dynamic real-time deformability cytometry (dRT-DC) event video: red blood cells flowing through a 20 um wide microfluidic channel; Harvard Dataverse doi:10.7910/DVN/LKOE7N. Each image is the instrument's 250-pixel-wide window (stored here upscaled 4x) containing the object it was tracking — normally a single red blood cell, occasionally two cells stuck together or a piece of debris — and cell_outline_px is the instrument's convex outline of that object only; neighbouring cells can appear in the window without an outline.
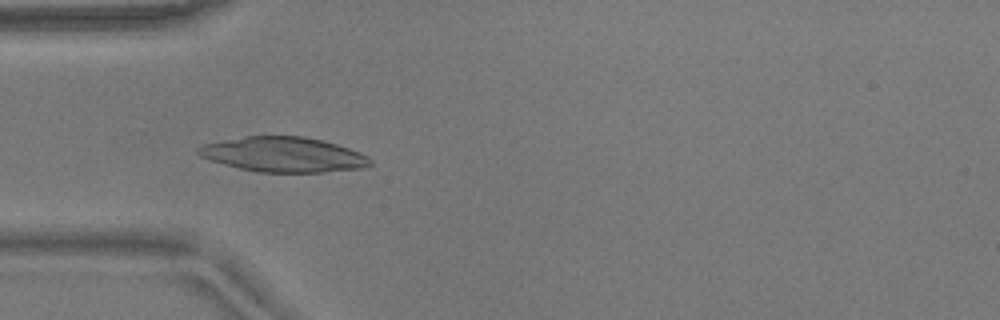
{"species": "common noctule bat (a hibernating species)", "species_latin": "Nyctalus noctula", "temperature_condition": "warm", "stored_images_in_passage": 54, "camera_frame_rate_fps": 3000, "um_per_image_px": 0.085, "animal": {"sex": "male", "body_mass_g": 17.9}, "frame": {"image": 1, "passage_image": 16, "time_ms": 5.0, "image_size_px": [1000, 320], "cell_outline_px": [[372, 164], [364, 168], [324, 172], [260, 172], [240, 168], [224, 164], [200, 156], [196, 152], [196, 148], [204, 144], [244, 136], [304, 136], [336, 144], [360, 152], [368, 156], [372, 160]], "centroid_in_image_um": [24.12, 13.14], "position_along_channel_um": 60.9, "area_um2": 34.85}}
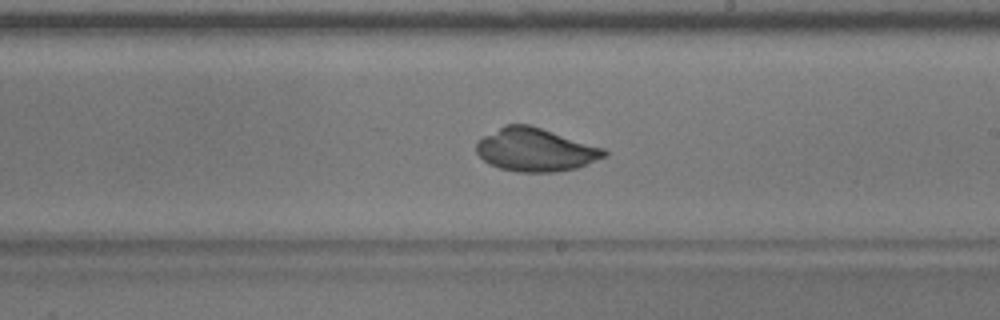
{"frame": {"image": 2, "passage_image": 31, "time_ms": 10.0, "image_size_px": [1000, 320], "cell_outline_px": [[608, 156], [576, 168], [556, 172], [516, 172], [500, 168], [488, 164], [476, 152], [476, 144], [484, 136], [504, 124], [528, 124], [604, 148], [608, 152]], "centroid_in_image_um": [45.51, 12.74], "position_along_channel_um": 243.5, "area_um2": 32.08}}
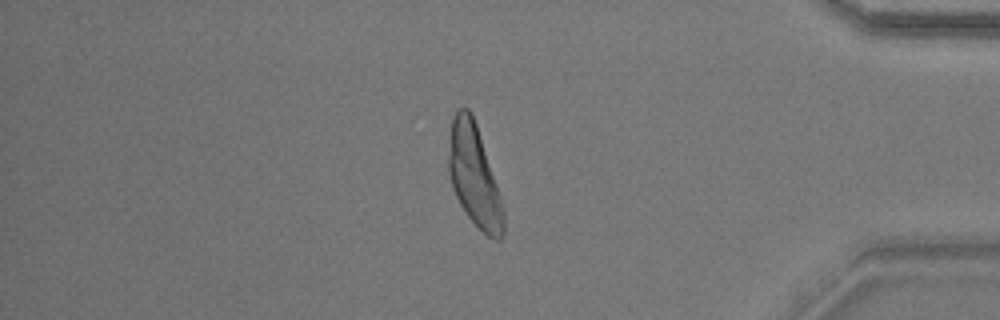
{"frame": {"image": 3, "passage_image": 46, "time_ms": 15.0, "image_size_px": [1000, 320], "cell_outline_px": [[504, 232], [500, 240], [496, 240], [488, 236], [468, 216], [460, 204], [452, 188], [448, 172], [448, 156], [452, 116], [456, 108], [468, 108], [472, 112], [504, 204]], "centroid_in_image_um": [40.31, 14.92], "position_along_channel_um": 394.9, "area_um2": 32.6}}